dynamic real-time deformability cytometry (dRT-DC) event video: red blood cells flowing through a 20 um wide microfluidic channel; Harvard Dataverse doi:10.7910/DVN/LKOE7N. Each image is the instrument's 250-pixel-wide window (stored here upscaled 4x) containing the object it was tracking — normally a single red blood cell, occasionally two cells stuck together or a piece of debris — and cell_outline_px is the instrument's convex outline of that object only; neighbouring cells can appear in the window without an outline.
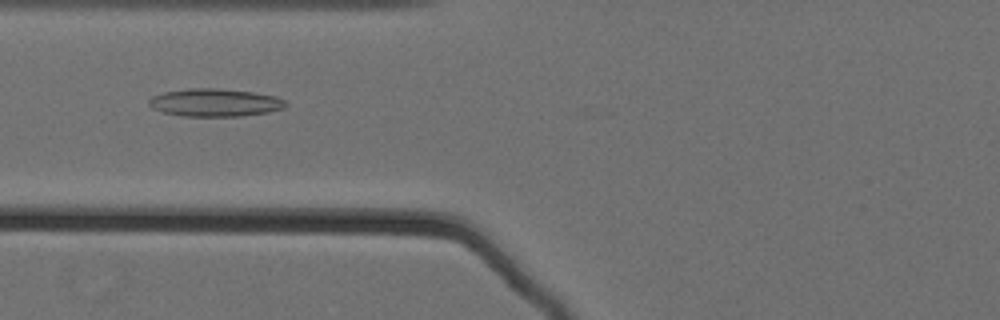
{"species": "Egyptian fruit bat (a non-hibernating species)", "species_latin": "Rousettus aegyptiacus", "temperature_condition": "cold", "stored_images_in_passage": 61, "camera_frame_rate_fps": 3000, "um_per_image_px": 0.085, "animal": {"sex": "female"}, "frame": {"image": 1, "passage_image": 29, "time_ms": 9.333, "image_size_px": [1000, 320], "cell_outline_px": [[288, 104], [284, 108], [268, 112], [240, 116], [184, 116], [164, 112], [152, 108], [148, 104], [148, 100], [152, 96], [164, 92], [188, 88], [216, 88], [252, 92], [276, 96], [288, 100]], "centroid_in_image_um": [18.3, 8.71], "position_along_channel_um": 107.5, "area_um2": 22.25}}
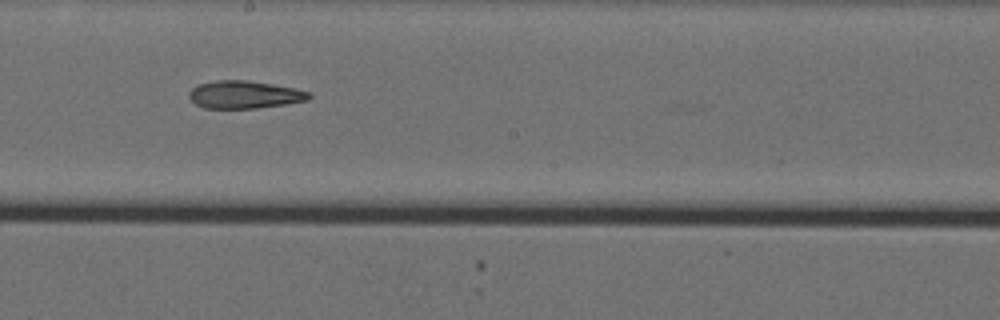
{"frame": {"image": 2, "passage_image": 39, "time_ms": 12.667, "image_size_px": [1000, 320], "cell_outline_px": [[312, 96], [308, 100], [288, 104], [256, 108], [204, 108], [196, 104], [188, 96], [188, 92], [192, 88], [200, 84], [216, 80], [248, 80], [296, 88], [312, 92]], "centroid_in_image_um": [20.82, 8.04], "position_along_channel_um": 227.4, "area_um2": 19.48}}
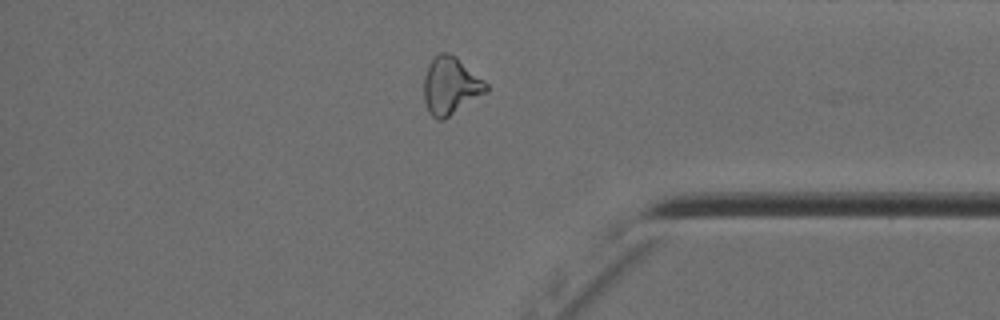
{"frame": {"image": 3, "passage_image": 54, "time_ms": 17.667, "image_size_px": [1000, 320], "cell_outline_px": [[488, 92], [444, 120], [436, 120], [428, 112], [424, 100], [424, 76], [428, 64], [440, 52], [448, 52], [456, 56], [484, 80], [488, 84]], "centroid_in_image_um": [38.3, 7.31], "position_along_channel_um": 396.9, "area_um2": 21.1}, "authors_computed_cell_mechanics": {"area_um2": 21.4438, "velocity_mm_per_s": 3.571, "shape_relaxation_time_tau1_ms": null, "shape_relaxation_time_tau2_ms": 9.1069, "deformation_change_tau1": null, "deformation_change_tau2": 0.2117}}